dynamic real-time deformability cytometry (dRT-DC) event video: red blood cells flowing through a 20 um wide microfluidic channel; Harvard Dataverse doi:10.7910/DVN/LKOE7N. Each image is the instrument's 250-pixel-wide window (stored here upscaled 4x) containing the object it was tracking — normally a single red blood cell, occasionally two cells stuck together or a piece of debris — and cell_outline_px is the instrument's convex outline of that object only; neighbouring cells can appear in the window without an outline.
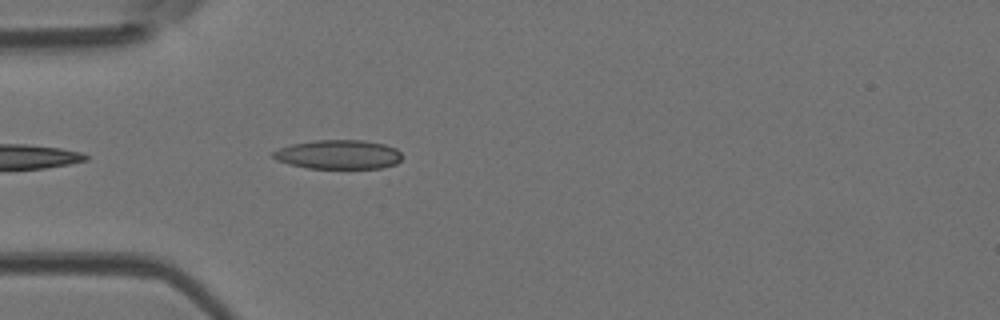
{"species": "Egyptian fruit bat (a non-hibernating species)", "species_latin": "Rousettus aegyptiacus", "temperature_condition": "room temperature", "stored_images_in_passage": 5, "camera_frame_rate_fps": 3000, "um_per_image_px": 0.085, "animal": {"sex": "female"}, "frame": {"image": 1, "passage_image": 5, "time_ms": 1.333, "image_size_px": [1000, 320], "cell_outline_px": [[400, 160], [396, 164], [380, 168], [308, 168], [288, 164], [276, 160], [272, 156], [272, 152], [280, 148], [292, 144], [316, 140], [364, 140], [384, 144], [396, 148], [400, 152]], "centroid_in_image_um": [28.76, 13.13], "position_along_channel_um": 56.2, "area_um2": 21.85}}